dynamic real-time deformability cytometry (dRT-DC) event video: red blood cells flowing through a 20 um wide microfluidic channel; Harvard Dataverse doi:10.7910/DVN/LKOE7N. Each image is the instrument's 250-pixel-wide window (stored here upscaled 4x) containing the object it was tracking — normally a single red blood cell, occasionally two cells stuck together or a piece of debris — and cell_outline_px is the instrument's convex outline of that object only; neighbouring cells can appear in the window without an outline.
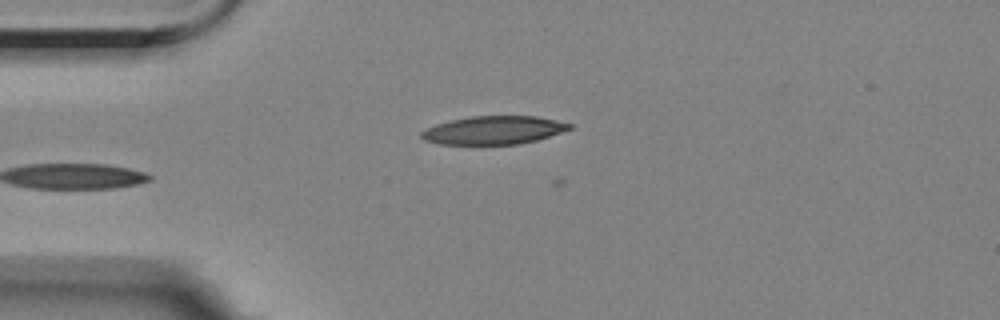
{"species": "Egyptian fruit bat (a non-hibernating species)", "species_latin": "Rousettus aegyptiacus", "temperature_condition": "room temperature", "stored_images_in_passage": 4, "camera_frame_rate_fps": 3000, "um_per_image_px": 0.085, "animal": {"sex": "female"}, "frame": {"image": 1, "passage_image": 1, "time_ms": 0.0, "image_size_px": [1000, 320], "cell_outline_px": [[572, 128], [536, 140], [520, 144], [440, 144], [424, 140], [420, 136], [420, 132], [436, 124], [452, 120], [472, 116], [536, 116], [556, 120], [572, 124]], "centroid_in_image_um": [41.95, 11.06], "position_along_channel_um": 43.1, "area_um2": 24.16}}